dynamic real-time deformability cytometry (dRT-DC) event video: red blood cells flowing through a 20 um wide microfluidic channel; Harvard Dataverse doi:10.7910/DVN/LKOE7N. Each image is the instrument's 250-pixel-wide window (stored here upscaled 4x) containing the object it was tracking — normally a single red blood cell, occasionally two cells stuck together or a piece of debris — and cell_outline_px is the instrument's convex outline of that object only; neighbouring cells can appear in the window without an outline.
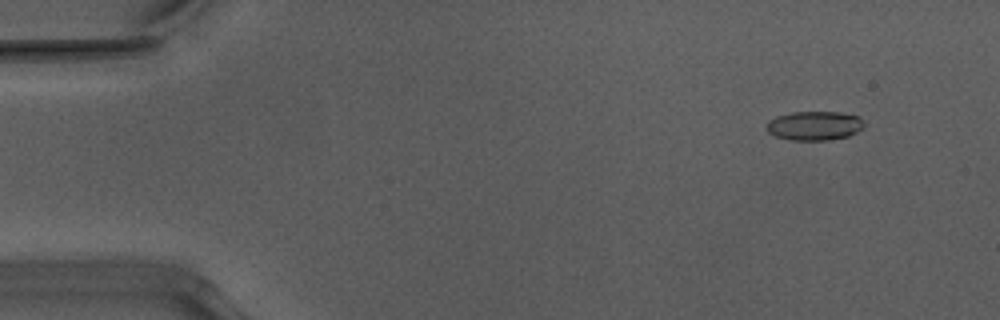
{"species": "Egyptian fruit bat (a non-hibernating species)", "species_latin": "Rousettus aegyptiacus", "temperature_condition": "warm", "stored_images_in_passage": 13, "camera_frame_rate_fps": 3000, "um_per_image_px": 0.085, "animal": {"sex": "male"}, "frame": {"image": 1, "passage_image": 2, "time_ms": 0.333, "image_size_px": [1000, 320], "cell_outline_px": [[864, 128], [848, 136], [828, 140], [788, 140], [776, 136], [768, 132], [768, 120], [776, 116], [792, 112], [840, 112], [860, 116], [864, 124]], "centroid_in_image_um": [69.25, 10.68], "position_along_channel_um": 15.8, "area_um2": 16.59}}
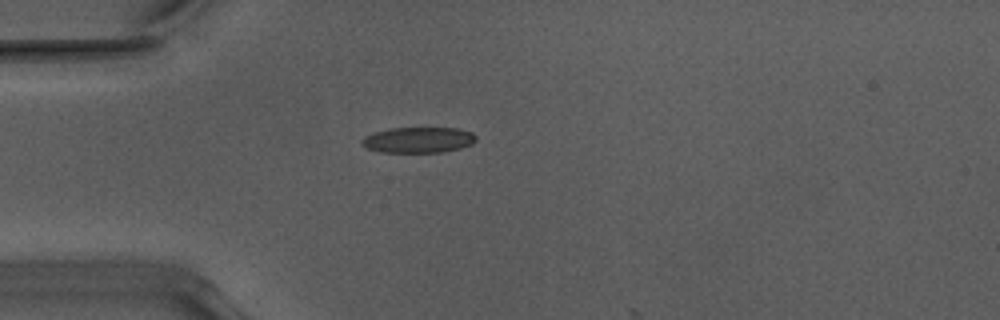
{"frame": {"image": 2, "passage_image": 12, "time_ms": 3.667, "image_size_px": [1000, 320], "cell_outline_px": [[476, 140], [472, 144], [460, 148], [444, 152], [380, 152], [368, 148], [360, 144], [360, 140], [364, 136], [376, 132], [392, 128], [456, 128], [472, 132], [476, 136]], "centroid_in_image_um": [35.56, 11.9], "position_along_channel_um": 49.4, "area_um2": 17.11}}